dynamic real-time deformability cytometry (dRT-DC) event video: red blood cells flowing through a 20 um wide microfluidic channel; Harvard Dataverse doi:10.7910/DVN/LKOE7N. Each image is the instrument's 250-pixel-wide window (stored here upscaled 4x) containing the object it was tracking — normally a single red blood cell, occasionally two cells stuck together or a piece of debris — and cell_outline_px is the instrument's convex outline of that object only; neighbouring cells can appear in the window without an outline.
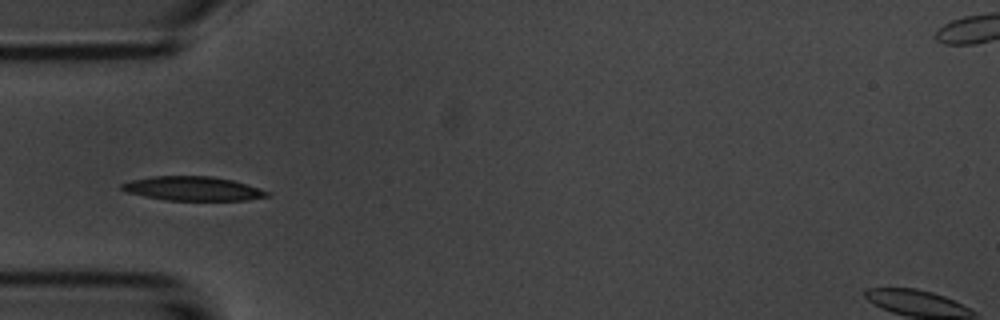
{"species": "common noctule bat (a hibernating species)", "species_latin": "Nyctalus noctula", "temperature_condition": "room temperature", "stored_images_in_passage": 7, "camera_frame_rate_fps": 3000, "um_per_image_px": 0.085, "animal": {"sex": "male", "body_mass_g": 20.1, "forearm_length_mm": 53.5}, "frame": {"image": 1, "passage_image": 3, "time_ms": 0.667, "image_size_px": [1000, 320], "cell_outline_px": [[272, 196], [248, 200], [164, 200], [124, 192], [120, 188], [120, 184], [132, 180], [152, 176], [212, 176], [232, 180], [268, 192]], "centroid_in_image_um": [16.33, 16.03], "position_along_channel_um": 68.7, "area_um2": 20.35}}